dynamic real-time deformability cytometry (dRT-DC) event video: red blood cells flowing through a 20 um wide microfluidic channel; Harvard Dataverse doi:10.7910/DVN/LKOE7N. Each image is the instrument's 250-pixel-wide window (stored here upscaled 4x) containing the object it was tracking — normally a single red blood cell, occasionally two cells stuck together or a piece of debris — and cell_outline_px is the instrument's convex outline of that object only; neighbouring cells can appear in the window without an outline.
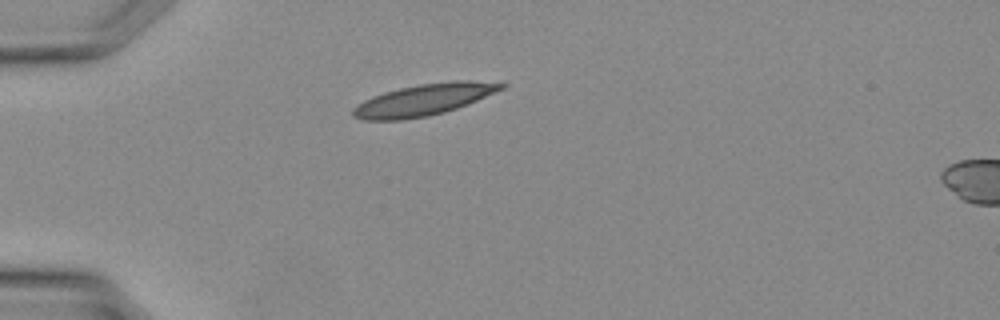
{"species": "Egyptian fruit bat (a non-hibernating species)", "species_latin": "Rousettus aegyptiacus", "temperature_condition": "warm", "stored_images_in_passage": 25, "camera_frame_rate_fps": 3000, "um_per_image_px": 0.085, "animal": {"sex": "female"}, "frame": {"image": 1, "passage_image": 2, "time_ms": 0.333, "image_size_px": [1000, 320], "cell_outline_px": [[508, 84], [504, 88], [468, 104], [444, 112], [428, 116], [404, 120], [364, 120], [352, 116], [352, 108], [364, 100], [372, 96], [384, 92], [400, 88], [420, 84], [456, 80], [472, 80]], "centroid_in_image_um": [36.0, 8.48], "position_along_channel_um": 49.0, "area_um2": 27.17}}
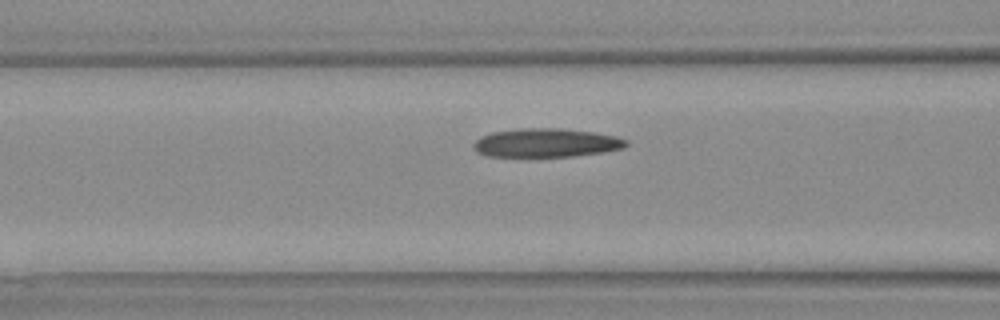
{"frame": {"image": 2, "passage_image": 7, "time_ms": 2.0, "image_size_px": [1000, 320], "cell_outline_px": [[628, 144], [624, 148], [600, 152], [572, 156], [484, 156], [476, 152], [472, 148], [472, 144], [480, 136], [492, 132], [516, 128], [560, 128], [592, 132], [616, 136], [628, 140]], "centroid_in_image_um": [46.37, 12.13], "position_along_channel_um": 120.2, "area_um2": 25.61}}
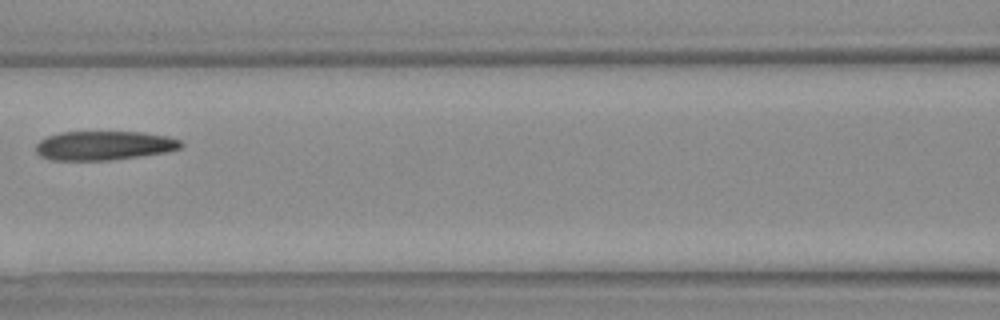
{"frame": {"image": 3, "passage_image": 9, "time_ms": 2.667, "image_size_px": [1000, 320], "cell_outline_px": [[184, 144], [180, 148], [168, 152], [112, 160], [48, 160], [40, 156], [36, 152], [36, 144], [40, 140], [48, 136], [60, 132], [140, 132], [168, 136], [180, 140]], "centroid_in_image_um": [8.84, 12.37], "position_along_channel_um": 157.8, "area_um2": 24.74}}